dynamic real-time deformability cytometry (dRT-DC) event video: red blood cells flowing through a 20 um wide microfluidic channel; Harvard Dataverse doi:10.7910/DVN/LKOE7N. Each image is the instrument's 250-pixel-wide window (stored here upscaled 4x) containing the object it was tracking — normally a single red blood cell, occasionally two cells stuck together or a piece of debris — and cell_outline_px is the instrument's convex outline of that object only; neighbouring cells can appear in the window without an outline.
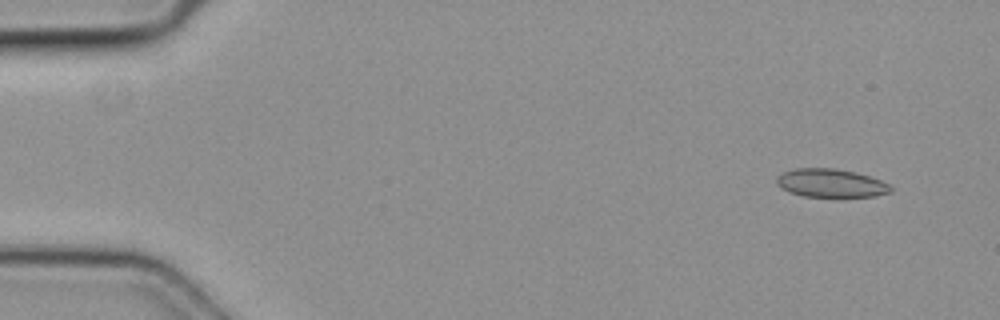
{"species": "common noctule bat (a hibernating species)", "species_latin": "Nyctalus noctula", "temperature_condition": "cold", "stored_images_in_passage": 5, "camera_frame_rate_fps": 3000, "um_per_image_px": 0.085, "animal": {"sex": "female", "body_mass_g": 19.3, "forearm_length_mm": 54.1}, "frame": {"image": 1, "passage_image": 1, "time_ms": 0.0, "image_size_px": [1000, 320], "cell_outline_px": [[892, 192], [876, 196], [804, 196], [780, 188], [776, 184], [776, 176], [784, 172], [796, 168], [832, 168], [852, 172], [868, 176], [880, 180], [888, 184], [892, 188]], "centroid_in_image_um": [70.6, 15.56], "position_along_channel_um": 14.4, "area_um2": 18.55}}